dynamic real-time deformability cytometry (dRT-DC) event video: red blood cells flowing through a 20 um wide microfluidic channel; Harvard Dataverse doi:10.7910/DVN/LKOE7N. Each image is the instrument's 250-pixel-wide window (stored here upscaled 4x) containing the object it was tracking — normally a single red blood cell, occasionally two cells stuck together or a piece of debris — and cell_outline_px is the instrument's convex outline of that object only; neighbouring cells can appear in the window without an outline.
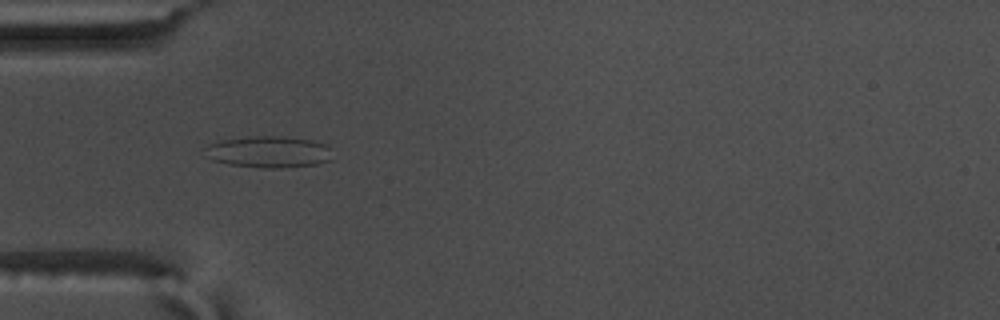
{"species": "common noctule bat (a hibernating species)", "species_latin": "Nyctalus noctula", "temperature_condition": "warm", "stored_images_in_passage": 43, "camera_frame_rate_fps": 3000, "um_per_image_px": 0.085, "animal": {"sex": "male", "body_mass_g": 17.5, "forearm_length_mm": 52.3}, "frame": {"image": 1, "passage_image": 5, "time_ms": 1.333, "image_size_px": [1000, 320], "cell_outline_px": [[332, 160], [316, 164], [280, 168], [264, 168], [228, 164], [212, 160], [204, 156], [204, 148], [208, 144], [220, 140], [252, 136], [280, 136], [312, 140], [324, 144], [332, 148]], "centroid_in_image_um": [22.82, 12.91], "position_along_channel_um": 62.2, "area_um2": 23.76}}
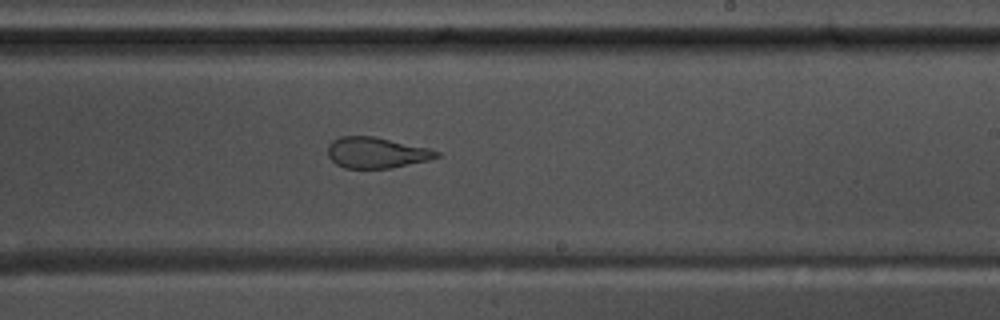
{"frame": {"image": 2, "passage_image": 21, "time_ms": 6.667, "image_size_px": [1000, 320], "cell_outline_px": [[440, 156], [428, 160], [392, 168], [344, 168], [336, 164], [328, 156], [328, 144], [332, 140], [340, 136], [372, 136], [432, 148], [440, 152]], "centroid_in_image_um": [32.0, 12.97], "position_along_channel_um": 257.0, "area_um2": 19.71}}
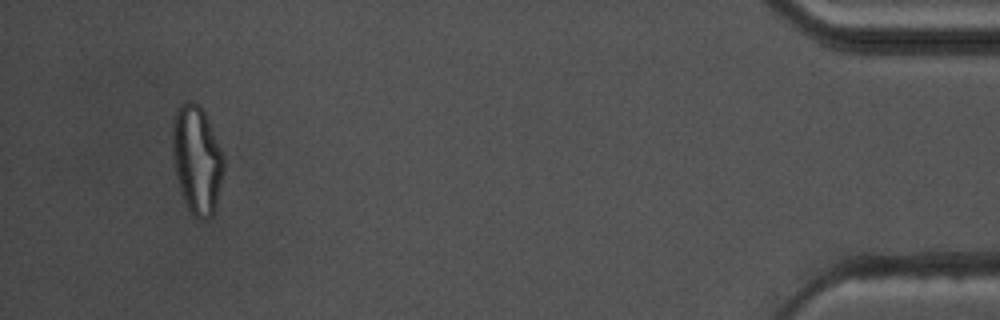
{"frame": {"image": 3, "passage_image": 40, "time_ms": 13.0, "image_size_px": [1000, 320], "cell_outline_px": [[224, 164], [216, 204], [212, 216], [208, 220], [200, 220], [188, 208], [184, 200], [180, 188], [176, 172], [172, 152], [172, 124], [176, 108], [180, 104], [188, 100], [192, 100], [200, 104], [204, 112], [224, 156]], "centroid_in_image_um": [16.72, 13.52], "position_along_channel_um": 418.5, "area_um2": 32.08}, "authors_computed_cell_mechanics": {"area_um2": 21.9062, "velocity_mm_per_s": 3.6938, "shape_relaxation_time_tau1_ms": null, "shape_relaxation_time_tau2_ms": 1.7115, "deformation_change_tau1": null, "deformation_change_tau2": 0.0927}}